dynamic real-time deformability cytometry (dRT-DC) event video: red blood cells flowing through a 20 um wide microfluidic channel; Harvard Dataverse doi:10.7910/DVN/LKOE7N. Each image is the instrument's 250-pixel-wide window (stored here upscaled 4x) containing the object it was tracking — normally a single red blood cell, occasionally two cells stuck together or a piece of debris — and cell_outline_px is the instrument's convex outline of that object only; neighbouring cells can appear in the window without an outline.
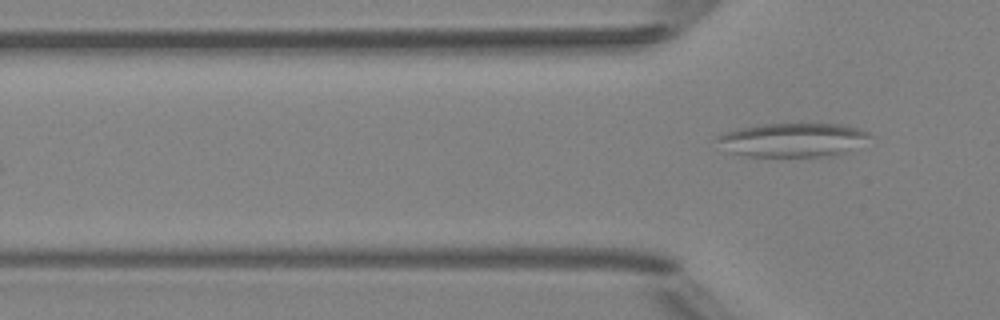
{"species": "Egyptian fruit bat (a non-hibernating species)", "species_latin": "Rousettus aegyptiacus", "temperature_condition": "room temperature", "stored_images_in_passage": 3, "segment_of_instrument_passage": [2, 2], "camera_frame_rate_fps": 3000, "um_per_image_px": 0.085, "animal": {"sex": "female"}, "frame": {"image": 1, "passage_image": 3, "time_ms": 3.333, "image_size_px": [1000, 320], "cell_outline_px": [[872, 136], [844, 152], [836, 156], [744, 156], [728, 152], [716, 140], [716, 136], [724, 132], [740, 128], [760, 124], [800, 120], [840, 124], [860, 128], [868, 132]], "centroid_in_image_um": [67.36, 11.83], "position_along_channel_um": 58.4, "area_um2": 31.1}}